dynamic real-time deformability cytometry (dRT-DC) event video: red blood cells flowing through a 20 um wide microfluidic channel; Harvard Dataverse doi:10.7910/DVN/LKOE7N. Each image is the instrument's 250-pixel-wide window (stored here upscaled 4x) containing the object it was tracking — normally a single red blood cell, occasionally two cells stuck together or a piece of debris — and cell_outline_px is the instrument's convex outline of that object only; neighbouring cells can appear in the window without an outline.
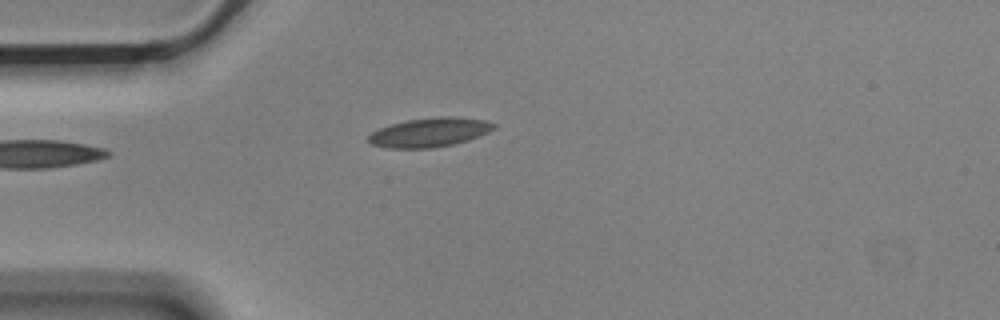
{"species": "Egyptian fruit bat (a non-hibernating species)", "species_latin": "Rousettus aegyptiacus", "temperature_condition": "cold", "stored_images_in_passage": 4, "camera_frame_rate_fps": 3000, "um_per_image_px": 0.085, "animal": {"sex": "male"}, "frame": {"image": 1, "passage_image": 4, "time_ms": 1.0, "image_size_px": [1000, 320], "cell_outline_px": [[496, 128], [488, 132], [468, 140], [452, 144], [432, 148], [388, 148], [372, 144], [368, 140], [368, 136], [372, 132], [380, 128], [392, 124], [408, 120], [440, 116], [452, 116], [484, 120], [496, 124]], "centroid_in_image_um": [36.53, 11.25], "position_along_channel_um": 48.5, "area_um2": 21.1}}